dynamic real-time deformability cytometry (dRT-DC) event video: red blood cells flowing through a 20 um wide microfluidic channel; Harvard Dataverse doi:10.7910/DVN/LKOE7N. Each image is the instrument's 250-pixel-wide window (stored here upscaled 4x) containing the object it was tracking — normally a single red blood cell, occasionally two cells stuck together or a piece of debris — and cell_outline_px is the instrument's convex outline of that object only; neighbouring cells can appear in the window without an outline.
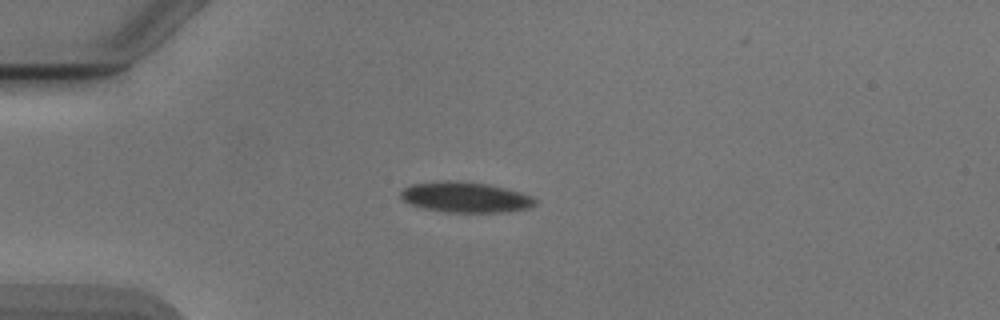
{"species": "Egyptian fruit bat (a non-hibernating species)", "species_latin": "Rousettus aegyptiacus", "temperature_condition": "cold", "stored_images_in_passage": 6, "camera_frame_rate_fps": 3000, "um_per_image_px": 0.085, "animal": {"sex": "male"}, "frame": {"image": 1, "passage_image": 3, "time_ms": 2.667, "image_size_px": [1000, 320], "cell_outline_px": [[536, 204], [532, 208], [508, 212], [444, 212], [424, 208], [412, 204], [404, 200], [400, 196], [400, 192], [404, 188], [412, 184], [440, 180], [456, 180], [488, 184], [520, 192], [532, 196], [536, 200]], "centroid_in_image_um": [39.59, 16.76], "position_along_channel_um": 45.4, "area_um2": 24.04}}
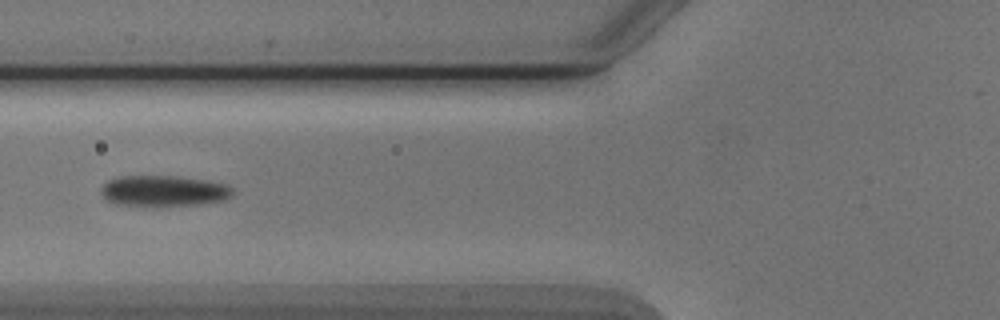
{"frame": {"image": 2, "passage_image": 5, "time_ms": 5.0, "image_size_px": [1000, 320], "cell_outline_px": [[232, 196], [224, 200], [200, 204], [160, 208], [156, 208], [116, 204], [108, 200], [100, 192], [100, 188], [108, 180], [120, 176], [180, 176], [204, 180], [224, 184], [232, 188]], "centroid_in_image_um": [13.88, 16.26], "position_along_channel_um": 111.9, "area_um2": 24.28}}
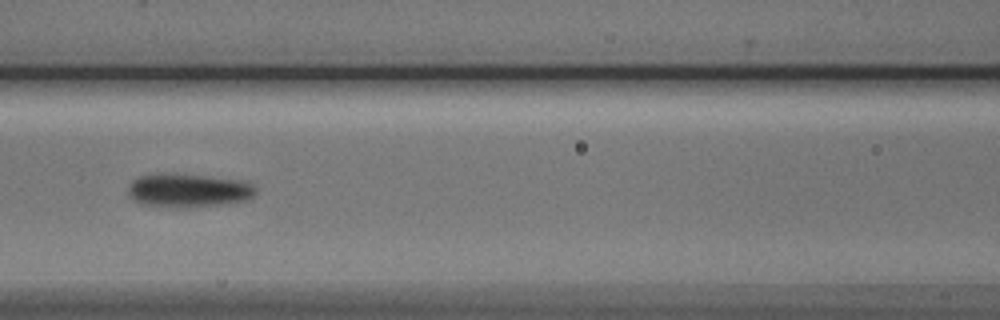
{"frame": {"image": 3, "passage_image": 6, "time_ms": 6.0, "image_size_px": [1000, 320], "cell_outline_px": [[256, 192], [248, 200], [224, 204], [188, 208], [172, 208], [140, 204], [132, 200], [128, 192], [128, 188], [132, 180], [140, 176], [152, 172], [160, 172], [204, 176], [236, 180], [252, 184], [256, 188]], "centroid_in_image_um": [15.93, 16.2], "position_along_channel_um": 150.7, "area_um2": 25.43}}